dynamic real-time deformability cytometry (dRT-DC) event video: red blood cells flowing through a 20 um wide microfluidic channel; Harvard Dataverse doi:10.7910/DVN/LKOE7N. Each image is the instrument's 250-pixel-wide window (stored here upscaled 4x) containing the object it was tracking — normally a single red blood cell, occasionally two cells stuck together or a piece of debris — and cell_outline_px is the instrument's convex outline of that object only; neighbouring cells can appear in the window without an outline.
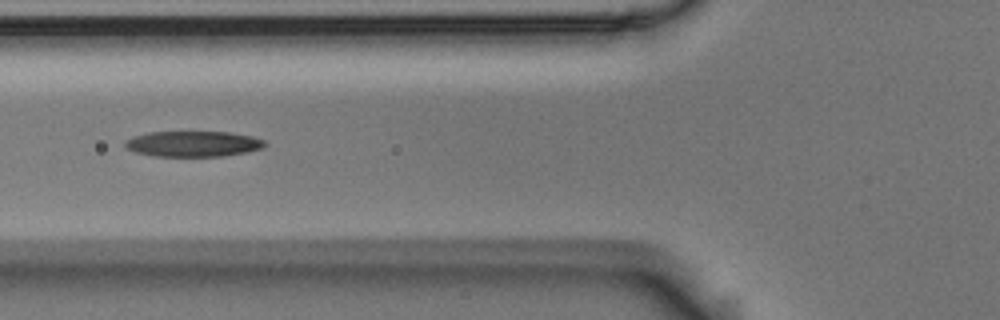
{"species": "Egyptian fruit bat (a non-hibernating species)", "species_latin": "Rousettus aegyptiacus", "temperature_condition": "room temperature", "stored_images_in_passage": 12, "camera_frame_rate_fps": 3000, "um_per_image_px": 0.085, "animal": {"sex": "male"}, "frame": {"image": 1, "passage_image": 6, "time_ms": 1.667, "image_size_px": [1000, 320], "cell_outline_px": [[268, 144], [260, 148], [248, 152], [224, 156], [152, 156], [136, 152], [128, 148], [124, 144], [124, 140], [132, 136], [148, 132], [228, 132], [252, 136], [264, 140]], "centroid_in_image_um": [16.41, 12.22], "position_along_channel_um": 109.4, "area_um2": 20.92}}
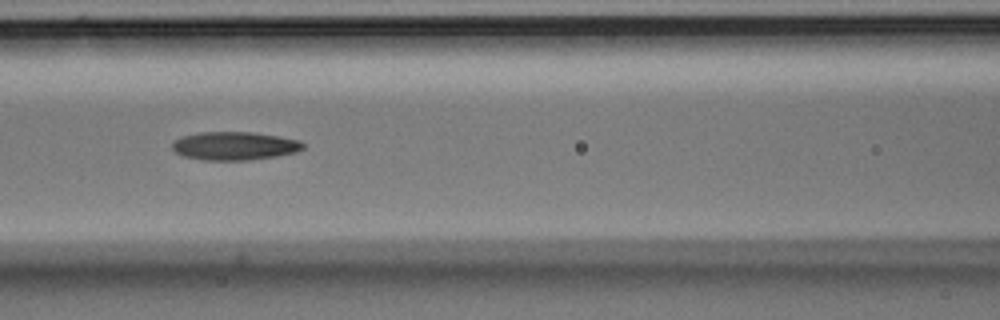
{"frame": {"image": 2, "passage_image": 9, "time_ms": 2.667, "image_size_px": [1000, 320], "cell_outline_px": [[304, 148], [296, 152], [276, 156], [248, 160], [204, 160], [184, 156], [176, 152], [172, 148], [172, 144], [180, 136], [200, 132], [252, 132], [300, 140], [304, 144]], "centroid_in_image_um": [19.93, 12.4], "position_along_channel_um": 146.7, "area_um2": 21.5}}